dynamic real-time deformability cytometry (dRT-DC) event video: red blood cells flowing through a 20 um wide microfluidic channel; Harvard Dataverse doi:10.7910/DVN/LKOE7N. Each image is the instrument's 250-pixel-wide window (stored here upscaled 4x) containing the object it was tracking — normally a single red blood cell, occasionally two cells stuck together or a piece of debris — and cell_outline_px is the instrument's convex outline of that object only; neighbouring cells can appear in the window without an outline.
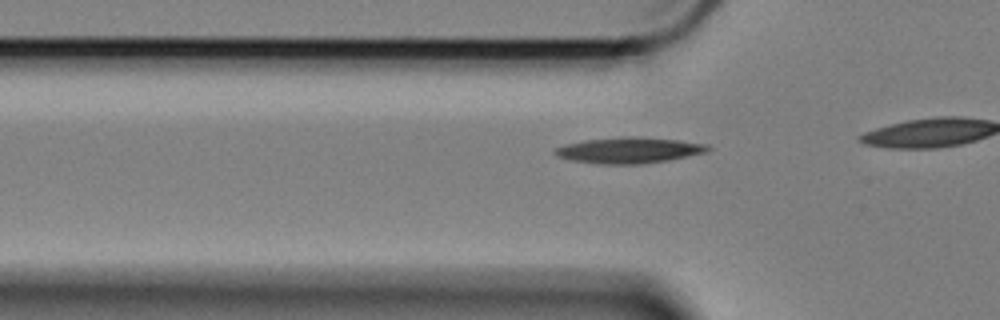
{"species": "Egyptian fruit bat (a non-hibernating species)", "species_latin": "Rousettus aegyptiacus", "temperature_condition": "cold", "stored_images_in_passage": 21, "camera_frame_rate_fps": 3000, "um_per_image_px": 0.085, "animal": {"sex": "female"}, "frame": {"image": 1, "passage_image": 15, "time_ms": 4.667, "image_size_px": [1000, 320], "cell_outline_px": [[712, 148], [704, 152], [668, 160], [640, 164], [600, 164], [572, 160], [560, 156], [552, 152], [556, 148], [564, 144], [584, 140], [620, 136], [644, 136], [680, 140], [708, 144]], "centroid_in_image_um": [53.47, 12.75], "position_along_channel_um": 72.3, "area_um2": 23.18}}
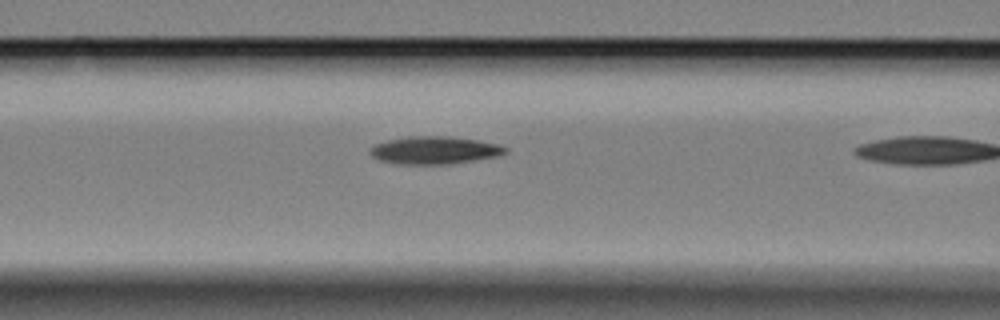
{"frame": {"image": 2, "passage_image": 20, "time_ms": 6.333, "image_size_px": [1000, 320], "cell_outline_px": [[508, 152], [496, 156], [472, 160], [444, 164], [400, 164], [380, 160], [372, 156], [368, 152], [376, 144], [388, 140], [408, 136], [448, 136], [476, 140], [500, 144], [508, 148]], "centroid_in_image_um": [36.94, 12.76], "position_along_channel_um": 129.7, "area_um2": 21.56}}